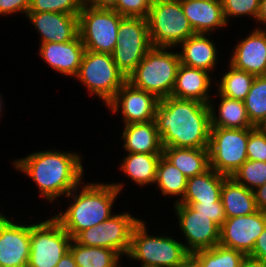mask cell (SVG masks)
Wrapping results in <instances>:
<instances>
[{"label":"cell","instance_id":"45","mask_svg":"<svg viewBox=\"0 0 266 267\" xmlns=\"http://www.w3.org/2000/svg\"><path fill=\"white\" fill-rule=\"evenodd\" d=\"M56 267H78V266L75 263L73 255L71 254L70 251H68L64 256H62Z\"/></svg>","mask_w":266,"mask_h":267},{"label":"cell","instance_id":"36","mask_svg":"<svg viewBox=\"0 0 266 267\" xmlns=\"http://www.w3.org/2000/svg\"><path fill=\"white\" fill-rule=\"evenodd\" d=\"M223 14L228 24L229 17L252 16L255 20L259 12L260 0H221Z\"/></svg>","mask_w":266,"mask_h":267},{"label":"cell","instance_id":"20","mask_svg":"<svg viewBox=\"0 0 266 267\" xmlns=\"http://www.w3.org/2000/svg\"><path fill=\"white\" fill-rule=\"evenodd\" d=\"M180 3L195 34L210 36L215 28L227 25L221 0H180Z\"/></svg>","mask_w":266,"mask_h":267},{"label":"cell","instance_id":"17","mask_svg":"<svg viewBox=\"0 0 266 267\" xmlns=\"http://www.w3.org/2000/svg\"><path fill=\"white\" fill-rule=\"evenodd\" d=\"M230 65L254 76L266 75V30L257 27L234 47Z\"/></svg>","mask_w":266,"mask_h":267},{"label":"cell","instance_id":"21","mask_svg":"<svg viewBox=\"0 0 266 267\" xmlns=\"http://www.w3.org/2000/svg\"><path fill=\"white\" fill-rule=\"evenodd\" d=\"M210 73L197 68L179 65L171 97L194 99L209 104L211 77Z\"/></svg>","mask_w":266,"mask_h":267},{"label":"cell","instance_id":"1","mask_svg":"<svg viewBox=\"0 0 266 267\" xmlns=\"http://www.w3.org/2000/svg\"><path fill=\"white\" fill-rule=\"evenodd\" d=\"M155 122L162 147L208 148L209 105L194 99H160Z\"/></svg>","mask_w":266,"mask_h":267},{"label":"cell","instance_id":"38","mask_svg":"<svg viewBox=\"0 0 266 267\" xmlns=\"http://www.w3.org/2000/svg\"><path fill=\"white\" fill-rule=\"evenodd\" d=\"M247 158L266 162V131L256 127L248 136Z\"/></svg>","mask_w":266,"mask_h":267},{"label":"cell","instance_id":"7","mask_svg":"<svg viewBox=\"0 0 266 267\" xmlns=\"http://www.w3.org/2000/svg\"><path fill=\"white\" fill-rule=\"evenodd\" d=\"M76 78L86 86L90 94L100 97L106 105L127 81L111 54L89 50H85L83 54Z\"/></svg>","mask_w":266,"mask_h":267},{"label":"cell","instance_id":"23","mask_svg":"<svg viewBox=\"0 0 266 267\" xmlns=\"http://www.w3.org/2000/svg\"><path fill=\"white\" fill-rule=\"evenodd\" d=\"M207 34H194L183 41L179 46L182 65L211 72L217 63L216 45L206 37Z\"/></svg>","mask_w":266,"mask_h":267},{"label":"cell","instance_id":"29","mask_svg":"<svg viewBox=\"0 0 266 267\" xmlns=\"http://www.w3.org/2000/svg\"><path fill=\"white\" fill-rule=\"evenodd\" d=\"M69 251L78 267H113L120 260V255L112 249L84 246L71 241Z\"/></svg>","mask_w":266,"mask_h":267},{"label":"cell","instance_id":"43","mask_svg":"<svg viewBox=\"0 0 266 267\" xmlns=\"http://www.w3.org/2000/svg\"><path fill=\"white\" fill-rule=\"evenodd\" d=\"M253 192L258 210L266 212V183Z\"/></svg>","mask_w":266,"mask_h":267},{"label":"cell","instance_id":"44","mask_svg":"<svg viewBox=\"0 0 266 267\" xmlns=\"http://www.w3.org/2000/svg\"><path fill=\"white\" fill-rule=\"evenodd\" d=\"M238 267H266V261L245 256Z\"/></svg>","mask_w":266,"mask_h":267},{"label":"cell","instance_id":"11","mask_svg":"<svg viewBox=\"0 0 266 267\" xmlns=\"http://www.w3.org/2000/svg\"><path fill=\"white\" fill-rule=\"evenodd\" d=\"M117 35L116 46L111 56L117 68L127 78L153 47L148 21L140 17H123Z\"/></svg>","mask_w":266,"mask_h":267},{"label":"cell","instance_id":"5","mask_svg":"<svg viewBox=\"0 0 266 267\" xmlns=\"http://www.w3.org/2000/svg\"><path fill=\"white\" fill-rule=\"evenodd\" d=\"M145 223L134 226L128 258L142 262L141 267H180L190 255L182 242L167 236L148 235Z\"/></svg>","mask_w":266,"mask_h":267},{"label":"cell","instance_id":"48","mask_svg":"<svg viewBox=\"0 0 266 267\" xmlns=\"http://www.w3.org/2000/svg\"><path fill=\"white\" fill-rule=\"evenodd\" d=\"M7 219V217H5V215L0 213V225Z\"/></svg>","mask_w":266,"mask_h":267},{"label":"cell","instance_id":"3","mask_svg":"<svg viewBox=\"0 0 266 267\" xmlns=\"http://www.w3.org/2000/svg\"><path fill=\"white\" fill-rule=\"evenodd\" d=\"M122 187L123 183H88L77 193L78 186L65 196L73 197V203L54 217L74 238L80 231L97 226L112 216L113 203Z\"/></svg>","mask_w":266,"mask_h":267},{"label":"cell","instance_id":"27","mask_svg":"<svg viewBox=\"0 0 266 267\" xmlns=\"http://www.w3.org/2000/svg\"><path fill=\"white\" fill-rule=\"evenodd\" d=\"M218 108V117L214 111L215 107L211 102L209 105L211 127L221 128H256L254 127L247 115L244 101L231 99L223 95Z\"/></svg>","mask_w":266,"mask_h":267},{"label":"cell","instance_id":"12","mask_svg":"<svg viewBox=\"0 0 266 267\" xmlns=\"http://www.w3.org/2000/svg\"><path fill=\"white\" fill-rule=\"evenodd\" d=\"M139 221L128 212L113 214L97 226L80 231L73 239L84 246L108 248L120 256L128 255L132 231Z\"/></svg>","mask_w":266,"mask_h":267},{"label":"cell","instance_id":"15","mask_svg":"<svg viewBox=\"0 0 266 267\" xmlns=\"http://www.w3.org/2000/svg\"><path fill=\"white\" fill-rule=\"evenodd\" d=\"M159 99L147 91L125 82L117 91L115 97L107 104L111 112L119 109L124 125L155 120Z\"/></svg>","mask_w":266,"mask_h":267},{"label":"cell","instance_id":"30","mask_svg":"<svg viewBox=\"0 0 266 267\" xmlns=\"http://www.w3.org/2000/svg\"><path fill=\"white\" fill-rule=\"evenodd\" d=\"M187 177L163 155H161L156 172L155 184L159 187L163 195L180 196L175 203L183 199L186 187Z\"/></svg>","mask_w":266,"mask_h":267},{"label":"cell","instance_id":"10","mask_svg":"<svg viewBox=\"0 0 266 267\" xmlns=\"http://www.w3.org/2000/svg\"><path fill=\"white\" fill-rule=\"evenodd\" d=\"M73 238L52 216L30 224V256L27 267H56L68 251Z\"/></svg>","mask_w":266,"mask_h":267},{"label":"cell","instance_id":"14","mask_svg":"<svg viewBox=\"0 0 266 267\" xmlns=\"http://www.w3.org/2000/svg\"><path fill=\"white\" fill-rule=\"evenodd\" d=\"M265 226L266 212L260 210L249 215L227 218L220 227L219 244L248 256Z\"/></svg>","mask_w":266,"mask_h":267},{"label":"cell","instance_id":"40","mask_svg":"<svg viewBox=\"0 0 266 267\" xmlns=\"http://www.w3.org/2000/svg\"><path fill=\"white\" fill-rule=\"evenodd\" d=\"M31 0H0V15L15 14L24 12L27 16Z\"/></svg>","mask_w":266,"mask_h":267},{"label":"cell","instance_id":"46","mask_svg":"<svg viewBox=\"0 0 266 267\" xmlns=\"http://www.w3.org/2000/svg\"><path fill=\"white\" fill-rule=\"evenodd\" d=\"M256 21H258V23H264L266 26V0H260L259 12Z\"/></svg>","mask_w":266,"mask_h":267},{"label":"cell","instance_id":"22","mask_svg":"<svg viewBox=\"0 0 266 267\" xmlns=\"http://www.w3.org/2000/svg\"><path fill=\"white\" fill-rule=\"evenodd\" d=\"M121 137L127 153L162 154L163 152L155 120L124 125Z\"/></svg>","mask_w":266,"mask_h":267},{"label":"cell","instance_id":"8","mask_svg":"<svg viewBox=\"0 0 266 267\" xmlns=\"http://www.w3.org/2000/svg\"><path fill=\"white\" fill-rule=\"evenodd\" d=\"M254 129L211 127L208 147L210 168L231 177L248 159L246 146Z\"/></svg>","mask_w":266,"mask_h":267},{"label":"cell","instance_id":"35","mask_svg":"<svg viewBox=\"0 0 266 267\" xmlns=\"http://www.w3.org/2000/svg\"><path fill=\"white\" fill-rule=\"evenodd\" d=\"M82 0H31L28 12H56L79 15Z\"/></svg>","mask_w":266,"mask_h":267},{"label":"cell","instance_id":"2","mask_svg":"<svg viewBox=\"0 0 266 267\" xmlns=\"http://www.w3.org/2000/svg\"><path fill=\"white\" fill-rule=\"evenodd\" d=\"M81 160V156L75 152L47 150L17 159L13 165L33 179L40 190V196L53 202L81 185L84 174Z\"/></svg>","mask_w":266,"mask_h":267},{"label":"cell","instance_id":"41","mask_svg":"<svg viewBox=\"0 0 266 267\" xmlns=\"http://www.w3.org/2000/svg\"><path fill=\"white\" fill-rule=\"evenodd\" d=\"M249 256L266 261V226L257 238L253 251Z\"/></svg>","mask_w":266,"mask_h":267},{"label":"cell","instance_id":"26","mask_svg":"<svg viewBox=\"0 0 266 267\" xmlns=\"http://www.w3.org/2000/svg\"><path fill=\"white\" fill-rule=\"evenodd\" d=\"M162 155L187 178L203 174L210 168L208 148L163 147Z\"/></svg>","mask_w":266,"mask_h":267},{"label":"cell","instance_id":"28","mask_svg":"<svg viewBox=\"0 0 266 267\" xmlns=\"http://www.w3.org/2000/svg\"><path fill=\"white\" fill-rule=\"evenodd\" d=\"M162 154L128 153L121 170L140 186L155 184L157 165Z\"/></svg>","mask_w":266,"mask_h":267},{"label":"cell","instance_id":"49","mask_svg":"<svg viewBox=\"0 0 266 267\" xmlns=\"http://www.w3.org/2000/svg\"><path fill=\"white\" fill-rule=\"evenodd\" d=\"M262 131H266V119L265 121L262 123V125L259 127Z\"/></svg>","mask_w":266,"mask_h":267},{"label":"cell","instance_id":"18","mask_svg":"<svg viewBox=\"0 0 266 267\" xmlns=\"http://www.w3.org/2000/svg\"><path fill=\"white\" fill-rule=\"evenodd\" d=\"M26 17L41 35V43L69 42L79 35L78 15L28 12Z\"/></svg>","mask_w":266,"mask_h":267},{"label":"cell","instance_id":"42","mask_svg":"<svg viewBox=\"0 0 266 267\" xmlns=\"http://www.w3.org/2000/svg\"><path fill=\"white\" fill-rule=\"evenodd\" d=\"M117 0H82V4L87 7L98 9H112Z\"/></svg>","mask_w":266,"mask_h":267},{"label":"cell","instance_id":"13","mask_svg":"<svg viewBox=\"0 0 266 267\" xmlns=\"http://www.w3.org/2000/svg\"><path fill=\"white\" fill-rule=\"evenodd\" d=\"M179 227L184 233V245L189 254L213 248L220 242V226L213 220L194 210L190 205L175 203ZM187 244V245H186Z\"/></svg>","mask_w":266,"mask_h":267},{"label":"cell","instance_id":"39","mask_svg":"<svg viewBox=\"0 0 266 267\" xmlns=\"http://www.w3.org/2000/svg\"><path fill=\"white\" fill-rule=\"evenodd\" d=\"M180 204L190 205L194 210L207 216L220 227L227 219L222 200L218 202H178Z\"/></svg>","mask_w":266,"mask_h":267},{"label":"cell","instance_id":"25","mask_svg":"<svg viewBox=\"0 0 266 267\" xmlns=\"http://www.w3.org/2000/svg\"><path fill=\"white\" fill-rule=\"evenodd\" d=\"M226 177L209 168L203 174L188 178L185 195L179 202H218Z\"/></svg>","mask_w":266,"mask_h":267},{"label":"cell","instance_id":"37","mask_svg":"<svg viewBox=\"0 0 266 267\" xmlns=\"http://www.w3.org/2000/svg\"><path fill=\"white\" fill-rule=\"evenodd\" d=\"M153 0H117L112 8L123 17H140L147 19Z\"/></svg>","mask_w":266,"mask_h":267},{"label":"cell","instance_id":"34","mask_svg":"<svg viewBox=\"0 0 266 267\" xmlns=\"http://www.w3.org/2000/svg\"><path fill=\"white\" fill-rule=\"evenodd\" d=\"M231 177L254 191L266 183V162L247 159Z\"/></svg>","mask_w":266,"mask_h":267},{"label":"cell","instance_id":"47","mask_svg":"<svg viewBox=\"0 0 266 267\" xmlns=\"http://www.w3.org/2000/svg\"><path fill=\"white\" fill-rule=\"evenodd\" d=\"M180 267H202L201 264L190 254Z\"/></svg>","mask_w":266,"mask_h":267},{"label":"cell","instance_id":"32","mask_svg":"<svg viewBox=\"0 0 266 267\" xmlns=\"http://www.w3.org/2000/svg\"><path fill=\"white\" fill-rule=\"evenodd\" d=\"M244 104L251 124L260 127L266 119V75L255 76Z\"/></svg>","mask_w":266,"mask_h":267},{"label":"cell","instance_id":"31","mask_svg":"<svg viewBox=\"0 0 266 267\" xmlns=\"http://www.w3.org/2000/svg\"><path fill=\"white\" fill-rule=\"evenodd\" d=\"M255 79L253 74L246 71L229 66V72H226L219 81L218 95L244 101L246 95L251 89L252 83Z\"/></svg>","mask_w":266,"mask_h":267},{"label":"cell","instance_id":"24","mask_svg":"<svg viewBox=\"0 0 266 267\" xmlns=\"http://www.w3.org/2000/svg\"><path fill=\"white\" fill-rule=\"evenodd\" d=\"M221 200L227 218L249 215L258 211L254 192L232 177H226L223 181Z\"/></svg>","mask_w":266,"mask_h":267},{"label":"cell","instance_id":"16","mask_svg":"<svg viewBox=\"0 0 266 267\" xmlns=\"http://www.w3.org/2000/svg\"><path fill=\"white\" fill-rule=\"evenodd\" d=\"M30 256V225L6 219L0 225V266L27 267Z\"/></svg>","mask_w":266,"mask_h":267},{"label":"cell","instance_id":"33","mask_svg":"<svg viewBox=\"0 0 266 267\" xmlns=\"http://www.w3.org/2000/svg\"><path fill=\"white\" fill-rule=\"evenodd\" d=\"M202 267H238L245 255L235 249L217 244L213 248L191 254Z\"/></svg>","mask_w":266,"mask_h":267},{"label":"cell","instance_id":"51","mask_svg":"<svg viewBox=\"0 0 266 267\" xmlns=\"http://www.w3.org/2000/svg\"><path fill=\"white\" fill-rule=\"evenodd\" d=\"M120 262H118L116 265H114L113 267H121V265H119Z\"/></svg>","mask_w":266,"mask_h":267},{"label":"cell","instance_id":"50","mask_svg":"<svg viewBox=\"0 0 266 267\" xmlns=\"http://www.w3.org/2000/svg\"><path fill=\"white\" fill-rule=\"evenodd\" d=\"M1 103H2V104H1ZM2 106H3V102H2V100H1V96H0V114H1Z\"/></svg>","mask_w":266,"mask_h":267},{"label":"cell","instance_id":"9","mask_svg":"<svg viewBox=\"0 0 266 267\" xmlns=\"http://www.w3.org/2000/svg\"><path fill=\"white\" fill-rule=\"evenodd\" d=\"M121 16L113 9L84 6L78 15L79 37L85 50L111 54L116 46Z\"/></svg>","mask_w":266,"mask_h":267},{"label":"cell","instance_id":"4","mask_svg":"<svg viewBox=\"0 0 266 267\" xmlns=\"http://www.w3.org/2000/svg\"><path fill=\"white\" fill-rule=\"evenodd\" d=\"M168 49L170 47L153 46L128 75L127 82L154 94L159 100L170 97L181 62L179 53Z\"/></svg>","mask_w":266,"mask_h":267},{"label":"cell","instance_id":"19","mask_svg":"<svg viewBox=\"0 0 266 267\" xmlns=\"http://www.w3.org/2000/svg\"><path fill=\"white\" fill-rule=\"evenodd\" d=\"M40 57L57 72L77 76L85 47L79 35L69 42L41 43Z\"/></svg>","mask_w":266,"mask_h":267},{"label":"cell","instance_id":"6","mask_svg":"<svg viewBox=\"0 0 266 267\" xmlns=\"http://www.w3.org/2000/svg\"><path fill=\"white\" fill-rule=\"evenodd\" d=\"M147 21L152 46L175 49L195 34L180 0H153Z\"/></svg>","mask_w":266,"mask_h":267}]
</instances>
